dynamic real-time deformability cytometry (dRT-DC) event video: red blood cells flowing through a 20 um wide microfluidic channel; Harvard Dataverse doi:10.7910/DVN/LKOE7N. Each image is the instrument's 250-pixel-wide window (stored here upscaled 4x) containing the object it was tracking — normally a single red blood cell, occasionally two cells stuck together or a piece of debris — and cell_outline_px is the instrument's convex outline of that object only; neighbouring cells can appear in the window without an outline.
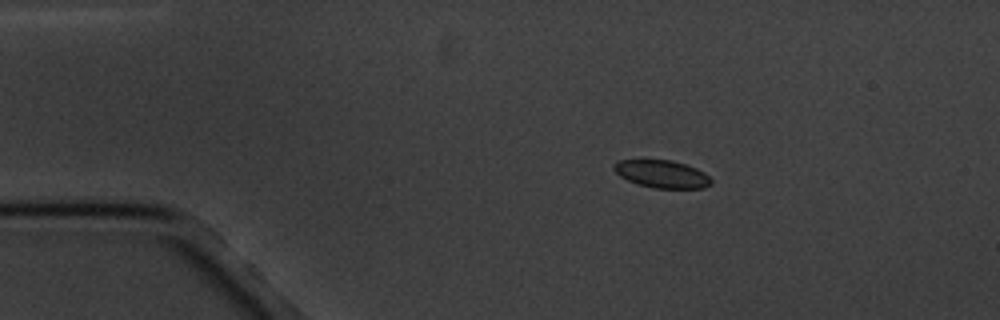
{"species": "common noctule bat (a hibernating species)", "species_latin": "Nyctalus noctula", "temperature_condition": "cold", "stored_images_in_passage": 3, "camera_frame_rate_fps": 3000, "um_per_image_px": 0.085, "animal": {"sex": "male", "body_mass_g": 20.1, "forearm_length_mm": 53.5}, "frame": {"image": 1, "passage_image": 1, "time_ms": 0.0, "image_size_px": [1000, 320], "cell_outline_px": [[712, 184], [704, 188], [652, 188], [636, 184], [620, 176], [612, 168], [612, 164], [620, 160], [672, 160], [696, 168], [704, 172], [712, 180]], "centroid_in_image_um": [56.26, 14.8], "position_along_channel_um": 28.7, "area_um2": 15.72}}